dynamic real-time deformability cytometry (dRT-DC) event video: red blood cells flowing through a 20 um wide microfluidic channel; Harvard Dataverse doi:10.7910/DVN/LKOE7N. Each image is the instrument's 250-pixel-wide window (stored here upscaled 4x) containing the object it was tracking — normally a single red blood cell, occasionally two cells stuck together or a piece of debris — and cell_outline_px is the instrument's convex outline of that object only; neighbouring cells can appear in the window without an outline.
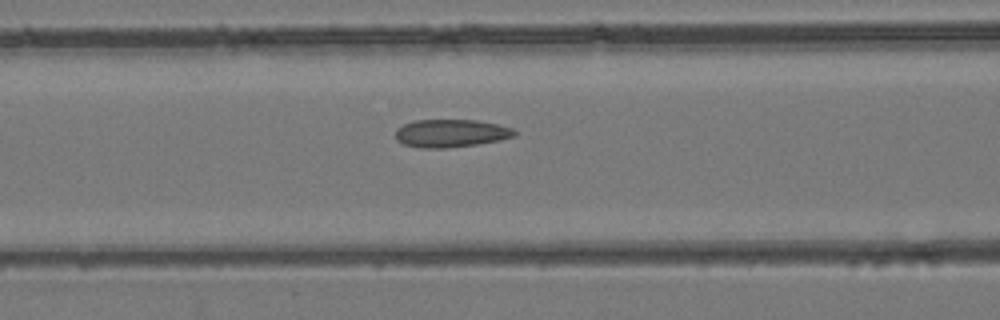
{"species": "common noctule bat (a hibernating species)", "species_latin": "Nyctalus noctula", "temperature_condition": "room temperature", "stored_images_in_passage": 36, "camera_frame_rate_fps": 3000, "um_per_image_px": 0.085, "animal": {"sex": "female", "body_mass_g": 24.6, "forearm_length_mm": 56.2}, "frame": {"image": 1, "passage_image": 20, "time_ms": 6.333, "image_size_px": [1000, 320], "cell_outline_px": [[516, 136], [500, 140], [476, 144], [444, 148], [420, 148], [404, 144], [396, 140], [396, 128], [412, 120], [476, 120], [496, 124], [512, 128], [516, 132]], "centroid_in_image_um": [38.3, 11.32], "position_along_channel_um": 128.3, "area_um2": 19.31}}
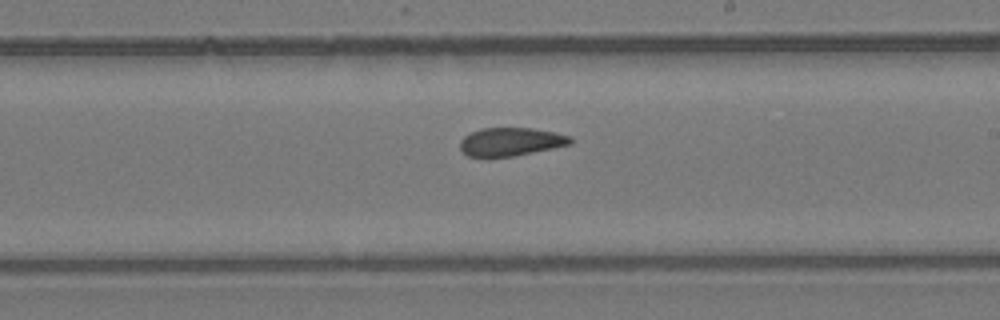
{"frame": {"image": 2, "passage_image": 28, "time_ms": 9.0, "image_size_px": [1000, 320], "cell_outline_px": [[572, 144], [512, 156], [468, 156], [460, 148], [460, 140], [464, 136], [480, 128], [532, 128], [572, 136]], "centroid_in_image_um": [43.42, 12.03], "position_along_channel_um": 245.6, "area_um2": 17.92}}
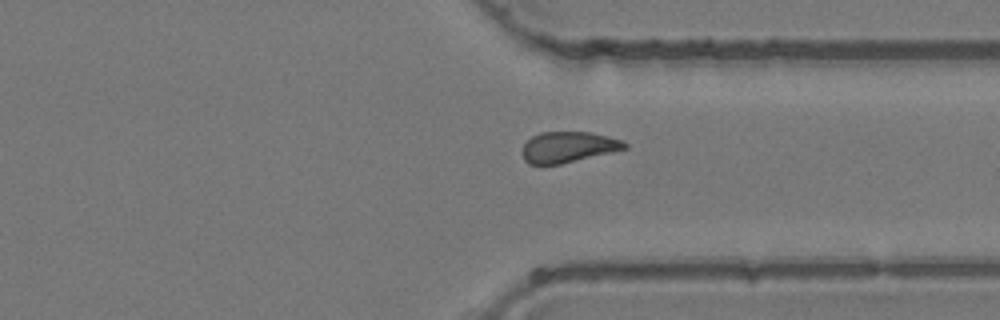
{"frame": {"image": 3, "passage_image": 36, "time_ms": 11.667, "image_size_px": [1000, 320], "cell_outline_px": [[628, 148], [560, 164], [528, 164], [524, 160], [520, 152], [524, 144], [532, 136], [540, 132], [592, 132], [624, 140], [628, 144]], "centroid_in_image_um": [48.29, 12.49], "position_along_channel_um": 363.1, "area_um2": 18.5}}